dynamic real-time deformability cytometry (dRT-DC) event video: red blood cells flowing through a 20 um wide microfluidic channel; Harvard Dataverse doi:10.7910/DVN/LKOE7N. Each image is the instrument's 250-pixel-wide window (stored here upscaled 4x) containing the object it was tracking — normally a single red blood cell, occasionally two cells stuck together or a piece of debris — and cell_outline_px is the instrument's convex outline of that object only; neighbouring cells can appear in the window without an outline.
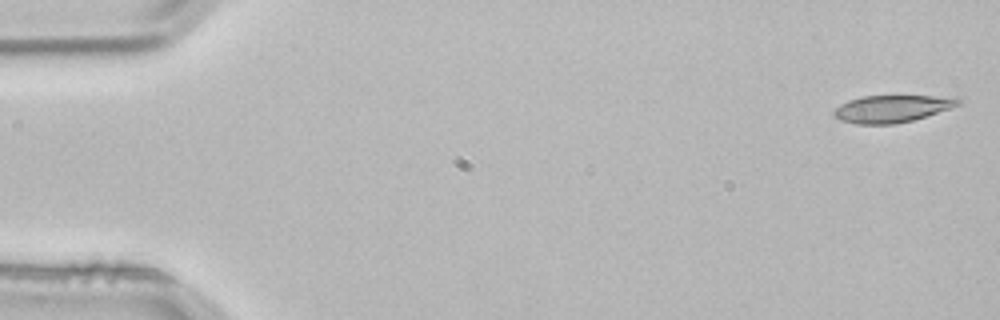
{"species": "common noctule bat (a hibernating species)", "species_latin": "Nyctalus noctula", "temperature_condition": "room temperature", "stored_images_in_passage": 3, "camera_frame_rate_fps": 3000, "um_per_image_px": 0.085, "animal": {"sex": "male", "body_mass_g": 21.5, "forearm_length_mm": 52.0}, "frame": {"image": 1, "passage_image": 1, "time_ms": 0.0, "image_size_px": [1000, 320], "cell_outline_px": [[960, 104], [952, 108], [912, 120], [896, 124], [856, 124], [840, 120], [832, 116], [832, 112], [840, 104], [848, 100], [860, 96], [956, 96], [960, 100]], "centroid_in_image_um": [75.8, 9.23], "position_along_channel_um": 9.2, "area_um2": 19.88}}